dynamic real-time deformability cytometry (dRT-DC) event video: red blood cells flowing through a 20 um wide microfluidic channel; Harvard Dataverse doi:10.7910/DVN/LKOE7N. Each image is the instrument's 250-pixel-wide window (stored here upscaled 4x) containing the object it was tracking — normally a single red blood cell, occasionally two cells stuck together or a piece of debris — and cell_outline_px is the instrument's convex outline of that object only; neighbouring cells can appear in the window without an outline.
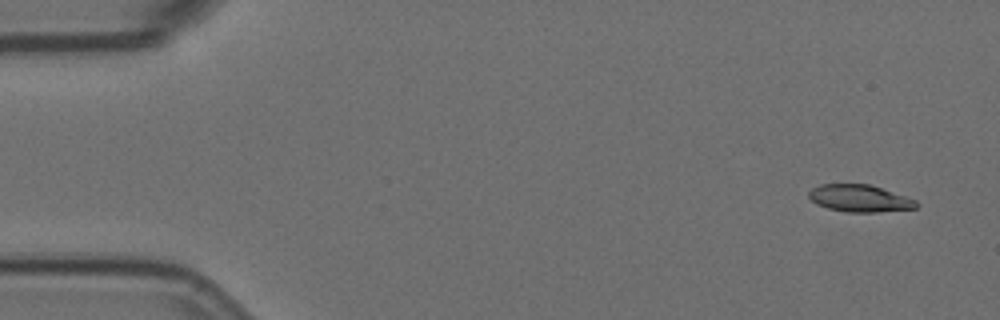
{"species": "Egyptian fruit bat (a non-hibernating species)", "species_latin": "Rousettus aegyptiacus", "temperature_condition": "room temperature", "stored_images_in_passage": 5, "camera_frame_rate_fps": 3000, "um_per_image_px": 0.085, "animal": {"sex": "female"}, "frame": {"image": 1, "passage_image": 1, "time_ms": 0.0, "image_size_px": [1000, 320], "cell_outline_px": [[920, 204], [916, 208], [876, 212], [848, 212], [828, 208], [816, 204], [808, 196], [808, 192], [812, 188], [820, 184], [868, 184], [916, 200]], "centroid_in_image_um": [73.05, 16.86], "position_along_channel_um": 12.0, "area_um2": 16.82}}
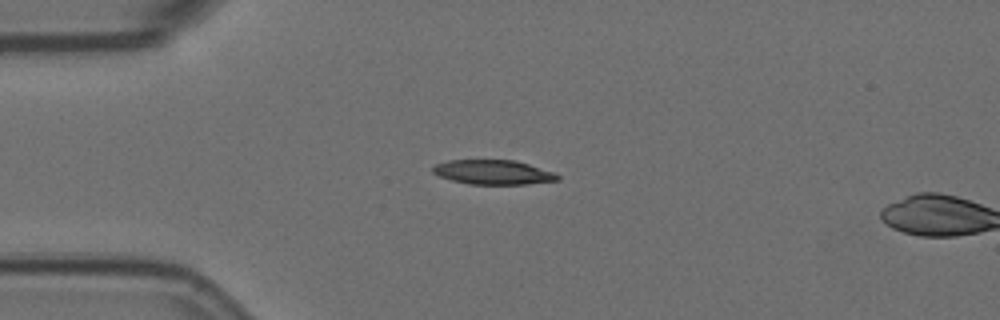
{"frame": {"image": 2, "passage_image": 4, "time_ms": 1.0, "image_size_px": [1000, 320], "cell_outline_px": [[560, 180], [528, 184], [468, 184], [452, 180], [440, 176], [432, 172], [432, 168], [436, 164], [448, 160], [516, 160], [556, 172], [560, 176]], "centroid_in_image_um": [41.97, 14.64], "position_along_channel_um": 43.0, "area_um2": 17.92}}